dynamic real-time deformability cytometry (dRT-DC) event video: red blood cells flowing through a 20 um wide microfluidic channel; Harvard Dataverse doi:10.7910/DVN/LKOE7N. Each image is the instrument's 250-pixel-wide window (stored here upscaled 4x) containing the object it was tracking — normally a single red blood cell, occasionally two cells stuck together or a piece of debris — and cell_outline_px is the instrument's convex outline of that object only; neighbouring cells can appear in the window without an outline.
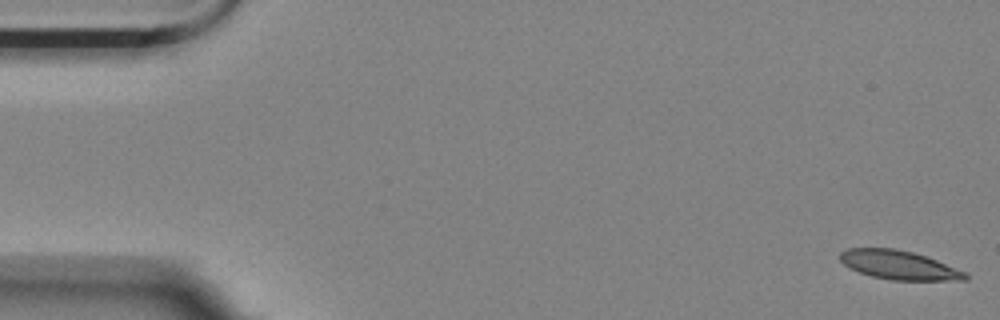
{"species": "Egyptian fruit bat (a non-hibernating species)", "species_latin": "Rousettus aegyptiacus", "temperature_condition": "room temperature", "stored_images_in_passage": 12, "camera_frame_rate_fps": 3000, "um_per_image_px": 0.085, "animal": {"sex": "female"}, "frame": {"image": 1, "passage_image": 1, "time_ms": 0.0, "image_size_px": [1000, 320], "cell_outline_px": [[968, 280], [892, 280], [872, 276], [848, 268], [840, 260], [840, 252], [848, 248], [892, 248], [912, 252], [936, 260], [964, 272], [968, 276]], "centroid_in_image_um": [76.36, 22.53], "position_along_channel_um": 8.6, "area_um2": 20.81}}